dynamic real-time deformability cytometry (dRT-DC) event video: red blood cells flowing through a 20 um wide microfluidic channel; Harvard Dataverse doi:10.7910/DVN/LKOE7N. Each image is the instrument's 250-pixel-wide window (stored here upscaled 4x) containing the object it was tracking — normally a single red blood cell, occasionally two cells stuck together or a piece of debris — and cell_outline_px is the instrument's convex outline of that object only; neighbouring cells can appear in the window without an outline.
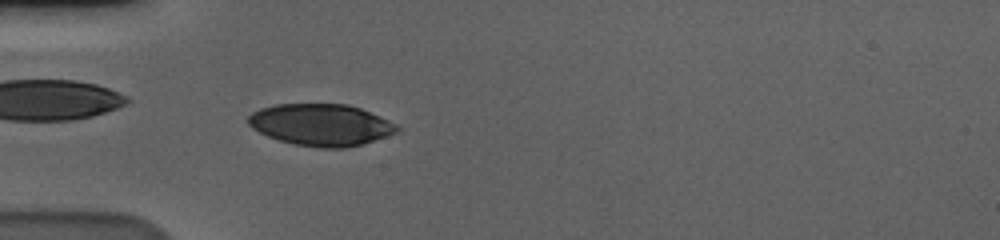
{"species": "human", "species_latin": "Homo sapiens", "temperature_condition": "cold", "stored_images_in_passage": 48, "camera_frame_rate_fps": 3000, "um_per_image_px": 0.085, "donor": {"sex": "male"}, "frame": {"image": 1, "passage_image": 9, "time_ms": 2.667, "image_size_px": [1000, 240], "cell_outline_px": [[400, 132], [364, 144], [344, 148], [320, 148], [296, 144], [280, 140], [268, 136], [252, 128], [248, 124], [248, 116], [252, 112], [260, 108], [276, 104], [348, 104], [360, 108], [380, 116], [396, 124], [400, 128]], "centroid_in_image_um": [27.32, 10.61], "position_along_channel_um": 57.7, "area_um2": 36.36}}
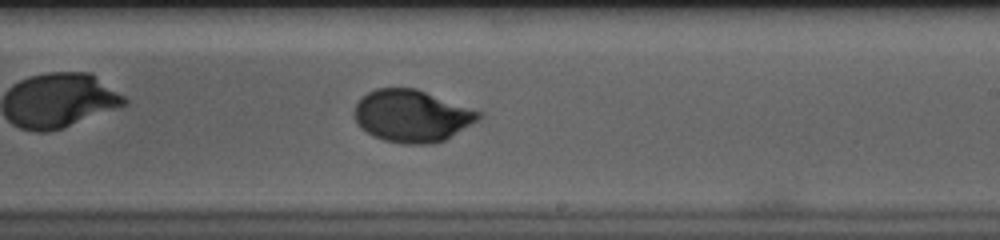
{"frame": {"image": 2, "passage_image": 26, "time_ms": 8.333, "image_size_px": [1000, 240], "cell_outline_px": [[484, 116], [444, 140], [432, 144], [404, 144], [384, 140], [372, 136], [360, 128], [352, 112], [356, 104], [368, 92], [376, 88], [416, 88], [484, 112]], "centroid_in_image_um": [35.01, 9.85], "position_along_channel_um": 254.0, "area_um2": 37.92}}
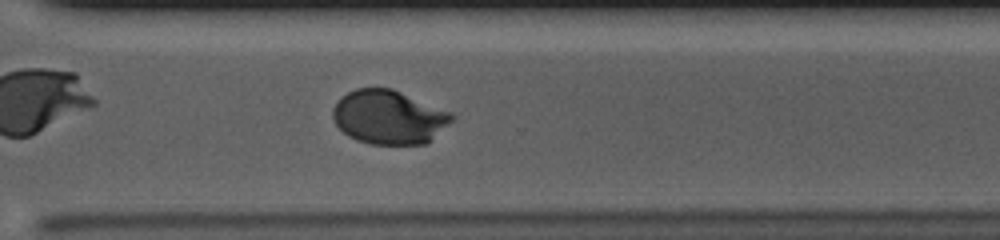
{"frame": {"image": 3, "passage_image": 33, "time_ms": 10.667, "image_size_px": [1000, 240], "cell_outline_px": [[456, 116], [428, 144], [372, 144], [356, 140], [348, 136], [332, 120], [332, 108], [340, 96], [356, 88], [392, 88], [452, 112]], "centroid_in_image_um": [33.04, 9.95], "position_along_channel_um": 337.6, "area_um2": 37.69}, "authors_computed_cell_mechanics": {"area_um2": 37.1943, "velocity_mm_per_s": 3.5822, "shape_relaxation_time_tau1_ms": 2.9103, "shape_relaxation_time_tau2_ms": null, "deformation_change_tau1": 0.141, "deformation_change_tau2": null}}